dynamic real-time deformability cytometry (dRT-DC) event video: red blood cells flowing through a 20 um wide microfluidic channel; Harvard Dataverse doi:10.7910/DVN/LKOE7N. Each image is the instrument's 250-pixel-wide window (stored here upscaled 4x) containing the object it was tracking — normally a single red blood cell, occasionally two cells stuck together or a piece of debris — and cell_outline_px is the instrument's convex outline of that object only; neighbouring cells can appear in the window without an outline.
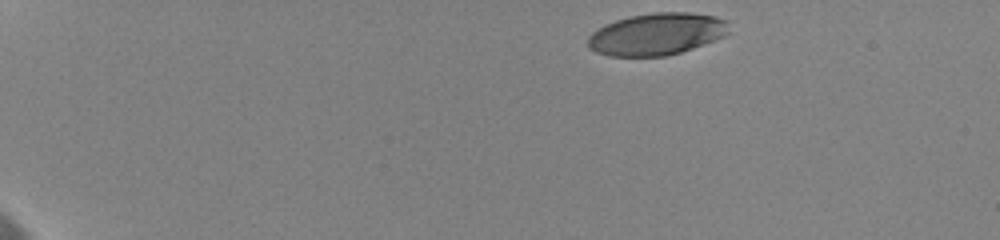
{"species": "human", "species_latin": "Homo sapiens", "temperature_condition": "cold", "stored_images_in_passage": 32, "camera_frame_rate_fps": 3000, "um_per_image_px": 0.085, "donor": {"sex": "female"}, "frame": {"image": 1, "passage_image": 1, "time_ms": 0.0, "image_size_px": [1000, 240], "cell_outline_px": [[728, 32], [724, 36], [692, 48], [680, 52], [664, 56], [608, 56], [596, 52], [588, 48], [588, 36], [592, 32], [604, 24], [616, 20], [632, 16], [656, 12], [688, 12], [712, 16], [728, 20]], "centroid_in_image_um": [55.79, 2.9], "position_along_channel_um": 29.2, "area_um2": 34.39}}
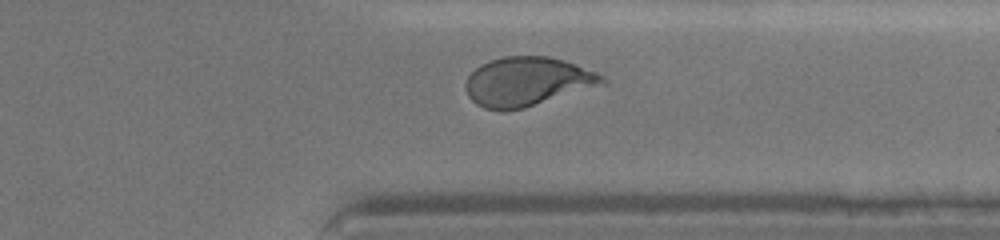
{"frame": {"image": 2, "passage_image": 29, "time_ms": 12.667, "image_size_px": [1000, 240], "cell_outline_px": [[608, 84], [524, 108], [484, 108], [476, 104], [468, 96], [464, 88], [464, 84], [468, 76], [480, 64], [488, 60], [504, 56], [548, 56], [564, 60], [596, 72], [604, 76], [608, 80]], "centroid_in_image_um": [44.85, 6.91], "position_along_channel_um": 366.5, "area_um2": 39.07}, "authors_computed_cell_mechanics": {"area_um2": 38.2347, "velocity_mm_per_s": 3.5727, "shape_relaxation_time_tau1_ms": 3.6164, "shape_relaxation_time_tau2_ms": 1.0768, "deformation_change_tau1": 0.1707, "deformation_change_tau2": 0.0774}}